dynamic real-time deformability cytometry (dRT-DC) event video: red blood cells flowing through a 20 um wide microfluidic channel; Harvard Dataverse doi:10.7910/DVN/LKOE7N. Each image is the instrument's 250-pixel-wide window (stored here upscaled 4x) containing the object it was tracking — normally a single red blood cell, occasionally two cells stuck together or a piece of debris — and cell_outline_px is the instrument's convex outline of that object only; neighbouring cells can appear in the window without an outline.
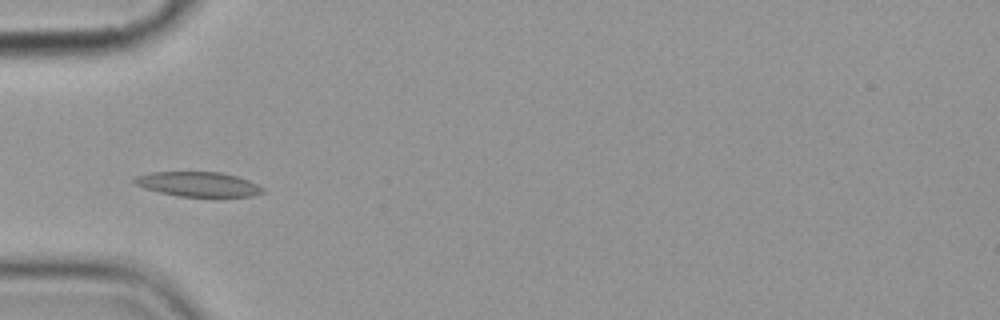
{"species": "common noctule bat (a hibernating species)", "species_latin": "Nyctalus noctula", "temperature_condition": "cold", "stored_images_in_passage": 5, "camera_frame_rate_fps": 3000, "um_per_image_px": 0.085, "animal": {"sex": "female", "body_mass_g": 19.9}, "frame": {"image": 1, "passage_image": 4, "time_ms": 3.667, "image_size_px": [1000, 320], "cell_outline_px": [[264, 192], [252, 196], [176, 196], [144, 188], [136, 184], [132, 180], [136, 176], [152, 172], [220, 172], [236, 176], [248, 180], [264, 188]], "centroid_in_image_um": [16.83, 15.65], "position_along_channel_um": 68.2, "area_um2": 18.26}}
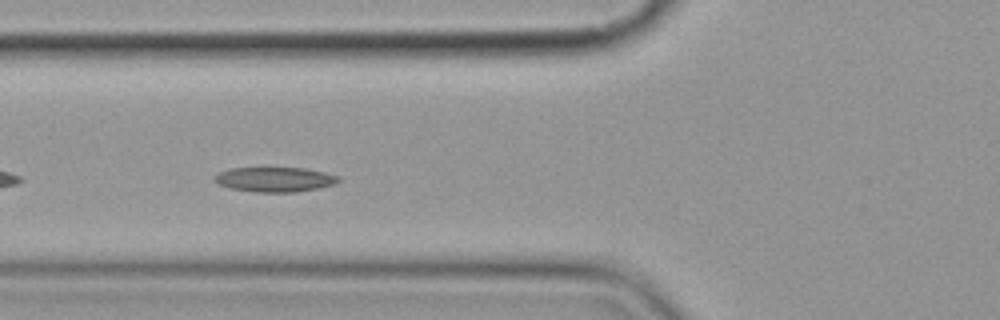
{"frame": {"image": 2, "passage_image": 5, "time_ms": 4.667, "image_size_px": [1000, 320], "cell_outline_px": [[340, 180], [336, 184], [296, 192], [252, 192], [232, 188], [216, 184], [212, 180], [220, 172], [232, 168], [304, 168], [324, 172], [340, 176]], "centroid_in_image_um": [23.36, 15.26], "position_along_channel_um": 102.4, "area_um2": 17.86}}